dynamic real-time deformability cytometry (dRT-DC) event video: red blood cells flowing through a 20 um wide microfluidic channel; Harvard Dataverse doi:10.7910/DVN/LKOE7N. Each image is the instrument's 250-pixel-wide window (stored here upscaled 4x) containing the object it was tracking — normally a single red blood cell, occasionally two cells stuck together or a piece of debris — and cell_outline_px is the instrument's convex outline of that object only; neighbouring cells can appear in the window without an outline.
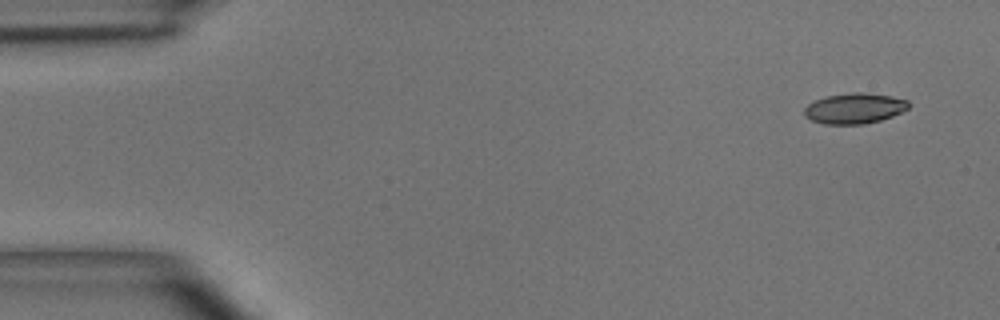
{"species": "common noctule bat (a hibernating species)", "species_latin": "Nyctalus noctula", "temperature_condition": "room temperature", "stored_images_in_passage": 5, "camera_frame_rate_fps": 3000, "um_per_image_px": 0.085, "animal": {"sex": "male", "body_mass_g": 15.6}, "frame": {"image": 1, "passage_image": 1, "time_ms": 0.0, "image_size_px": [1000, 320], "cell_outline_px": [[908, 108], [892, 116], [880, 120], [864, 124], [824, 124], [812, 120], [804, 116], [804, 108], [808, 104], [824, 96], [852, 92], [860, 92], [892, 96], [908, 100]], "centroid_in_image_um": [72.6, 9.2], "position_along_channel_um": 12.4, "area_um2": 18.5}}
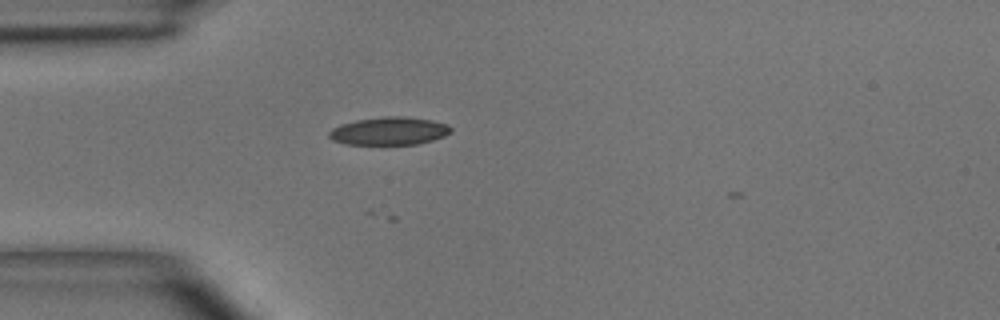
{"frame": {"image": 2, "passage_image": 4, "time_ms": 3.667, "image_size_px": [1000, 320], "cell_outline_px": [[452, 132], [444, 136], [432, 140], [416, 144], [348, 144], [332, 140], [328, 136], [328, 132], [332, 128], [340, 124], [356, 120], [384, 116], [404, 116], [432, 120], [448, 124], [452, 128]], "centroid_in_image_um": [33.08, 11.12], "position_along_channel_um": 51.9, "area_um2": 19.88}}